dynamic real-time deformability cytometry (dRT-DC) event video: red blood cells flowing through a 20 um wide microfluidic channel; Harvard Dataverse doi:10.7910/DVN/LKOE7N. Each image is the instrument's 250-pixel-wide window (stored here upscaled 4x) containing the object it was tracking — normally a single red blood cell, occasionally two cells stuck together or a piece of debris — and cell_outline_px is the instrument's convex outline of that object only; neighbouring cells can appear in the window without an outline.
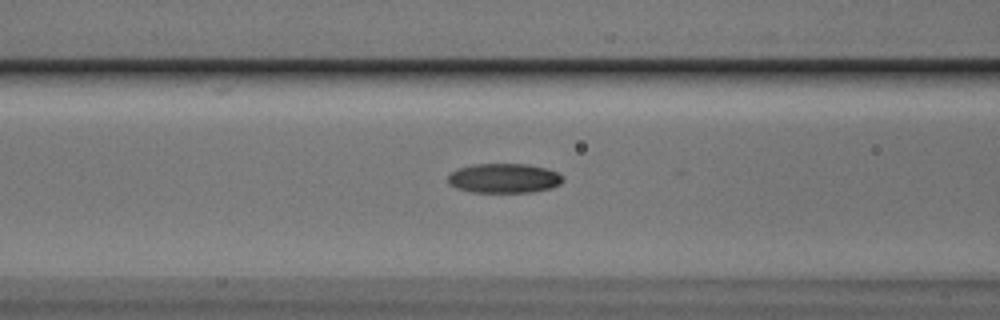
{"species": "Egyptian fruit bat (a non-hibernating species)", "species_latin": "Rousettus aegyptiacus", "temperature_condition": "cold", "stored_images_in_passage": 44, "camera_frame_rate_fps": 3000, "um_per_image_px": 0.085, "animal": {"sex": "male"}, "frame": {"image": 1, "passage_image": 22, "time_ms": 7.0, "image_size_px": [1000, 320], "cell_outline_px": [[564, 180], [560, 184], [552, 188], [532, 192], [468, 192], [456, 188], [448, 184], [448, 172], [456, 168], [472, 164], [528, 164], [548, 168], [564, 176]], "centroid_in_image_um": [42.81, 15.14], "position_along_channel_um": 123.8, "area_um2": 20.23}}
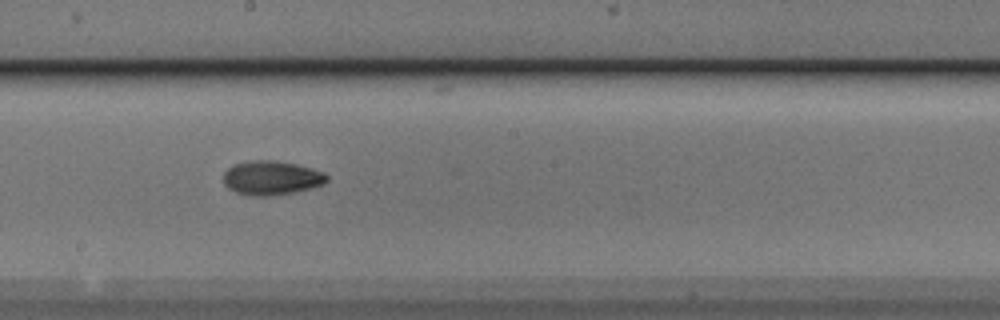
{"frame": {"image": 2, "passage_image": 30, "time_ms": 9.667, "image_size_px": [1000, 320], "cell_outline_px": [[328, 180], [324, 184], [292, 192], [268, 196], [252, 196], [236, 192], [228, 188], [224, 184], [224, 172], [228, 168], [236, 164], [248, 160], [272, 160], [296, 164], [312, 168], [324, 172], [328, 176]], "centroid_in_image_um": [23.07, 15.11], "position_along_channel_um": 225.1, "area_um2": 20.46}}
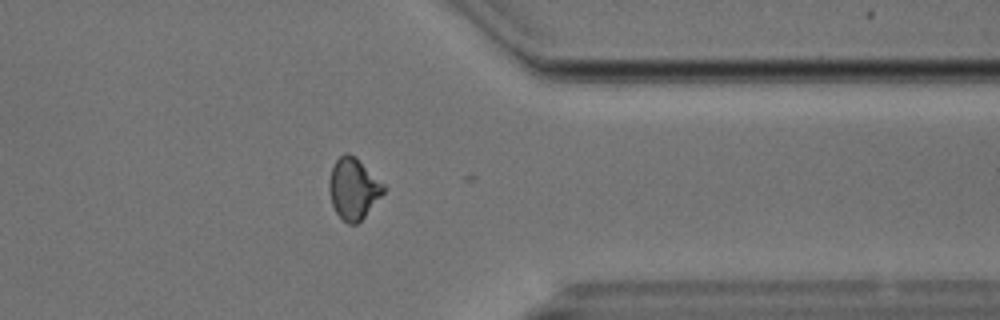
{"frame": {"image": 3, "passage_image": 43, "time_ms": 14.0, "image_size_px": [1000, 320], "cell_outline_px": [[388, 188], [364, 216], [356, 224], [348, 224], [336, 212], [332, 204], [328, 188], [328, 184], [332, 168], [336, 160], [344, 152], [348, 152], [356, 156]], "centroid_in_image_um": [30.05, 16.0], "position_along_channel_um": 381.4, "area_um2": 19.36}, "authors_computed_cell_mechanics": {"area_um2": 19.2185, "velocity_mm_per_s": 3.7992, "shape_relaxation_time_tau1_ms": 5.0342, "shape_relaxation_time_tau2_ms": 5.1857, "deformation_change_tau1": 0.1441, "deformation_change_tau2": 0.0967}}